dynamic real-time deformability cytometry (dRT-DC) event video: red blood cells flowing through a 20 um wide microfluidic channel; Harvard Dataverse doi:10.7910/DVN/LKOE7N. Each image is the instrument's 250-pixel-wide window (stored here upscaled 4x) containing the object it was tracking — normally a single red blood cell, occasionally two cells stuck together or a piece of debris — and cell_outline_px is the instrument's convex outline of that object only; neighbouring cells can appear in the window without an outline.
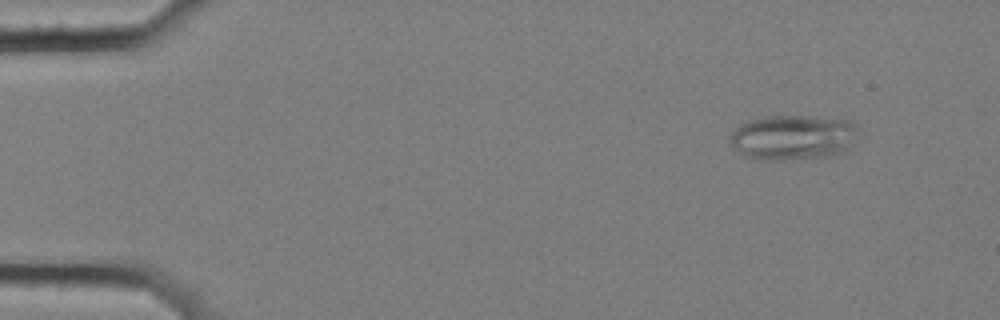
{"species": "common noctule bat (a hibernating species)", "species_latin": "Nyctalus noctula", "temperature_condition": "cold", "stored_images_in_passage": 6, "camera_frame_rate_fps": 3000, "um_per_image_px": 0.085, "animal": {"sex": "female", "body_mass_g": 25.1}, "frame": {"image": 1, "passage_image": 2, "time_ms": 0.333, "image_size_px": [1000, 320], "cell_outline_px": [[856, 128], [844, 148], [836, 156], [772, 160], [756, 160], [740, 152], [728, 140], [732, 132], [740, 124], [748, 120], [768, 116], [808, 116], [852, 120], [856, 124]], "centroid_in_image_um": [67.32, 11.66], "position_along_channel_um": 17.7, "area_um2": 33.0}}